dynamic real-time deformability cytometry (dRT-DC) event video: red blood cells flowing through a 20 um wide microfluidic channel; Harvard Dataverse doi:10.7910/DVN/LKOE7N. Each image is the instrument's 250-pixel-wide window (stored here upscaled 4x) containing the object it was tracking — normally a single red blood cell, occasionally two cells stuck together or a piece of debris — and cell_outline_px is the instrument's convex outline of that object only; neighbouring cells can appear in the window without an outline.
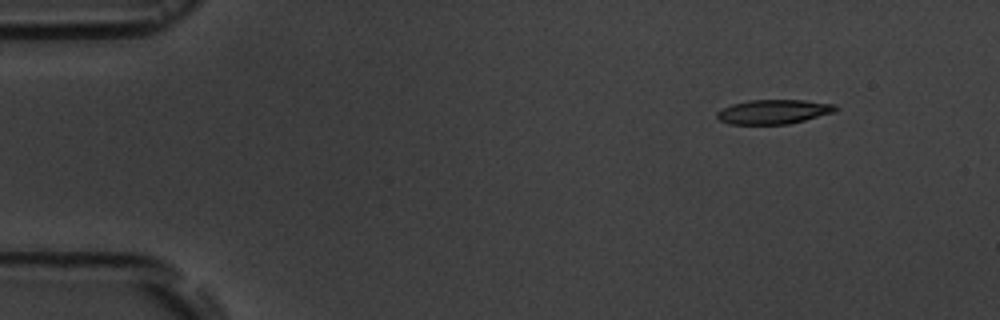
{"species": "common noctule bat (a hibernating species)", "species_latin": "Nyctalus noctula", "temperature_condition": "room temperature", "stored_images_in_passage": 4, "camera_frame_rate_fps": 3000, "um_per_image_px": 0.085, "animal": {"sex": "male", "body_mass_g": 19.5, "forearm_length_mm": 54.6}, "frame": {"image": 1, "passage_image": 1, "time_ms": 0.0, "image_size_px": [1000, 320], "cell_outline_px": [[840, 108], [836, 112], [788, 124], [732, 124], [720, 120], [716, 116], [716, 112], [720, 108], [732, 104], [748, 100], [804, 100], [836, 104]], "centroid_in_image_um": [65.78, 9.49], "position_along_channel_um": 19.2, "area_um2": 16.99}}
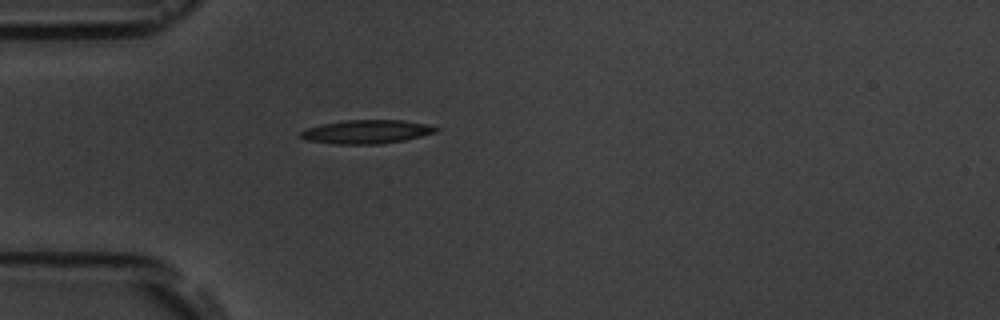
{"frame": {"image": 2, "passage_image": 4, "time_ms": 3.333, "image_size_px": [1000, 320], "cell_outline_px": [[440, 128], [436, 132], [404, 140], [380, 144], [332, 144], [304, 140], [300, 136], [300, 132], [308, 128], [324, 124], [344, 120], [404, 120], [424, 124]], "centroid_in_image_um": [31.13, 11.21], "position_along_channel_um": 53.9, "area_um2": 18.55}}